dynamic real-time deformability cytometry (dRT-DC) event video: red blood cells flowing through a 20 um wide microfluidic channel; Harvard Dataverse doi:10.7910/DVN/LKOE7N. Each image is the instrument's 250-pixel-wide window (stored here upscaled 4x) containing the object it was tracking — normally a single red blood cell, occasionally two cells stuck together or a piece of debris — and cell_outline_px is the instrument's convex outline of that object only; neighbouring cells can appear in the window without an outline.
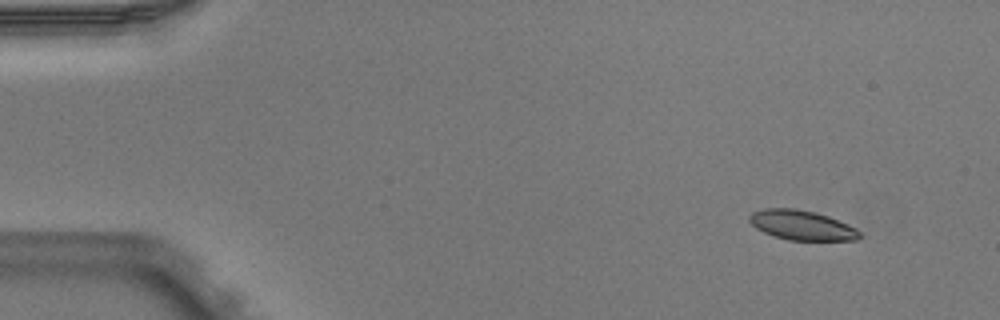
{"species": "Egyptian fruit bat (a non-hibernating species)", "species_latin": "Rousettus aegyptiacus", "temperature_condition": "warm", "stored_images_in_passage": 5, "segment_of_instrument_passage": [1, 2], "camera_frame_rate_fps": 3000, "um_per_image_px": 0.085, "animal": {"sex": "male"}, "frame": {"image": 1, "passage_image": 2, "time_ms": 0.333, "image_size_px": [1000, 320], "cell_outline_px": [[860, 236], [856, 240], [788, 240], [772, 236], [756, 228], [748, 220], [748, 216], [752, 212], [764, 208], [796, 208], [816, 212], [828, 216], [848, 224], [856, 228], [860, 232]], "centroid_in_image_um": [68.12, 19.13], "position_along_channel_um": 16.9, "area_um2": 19.19}}